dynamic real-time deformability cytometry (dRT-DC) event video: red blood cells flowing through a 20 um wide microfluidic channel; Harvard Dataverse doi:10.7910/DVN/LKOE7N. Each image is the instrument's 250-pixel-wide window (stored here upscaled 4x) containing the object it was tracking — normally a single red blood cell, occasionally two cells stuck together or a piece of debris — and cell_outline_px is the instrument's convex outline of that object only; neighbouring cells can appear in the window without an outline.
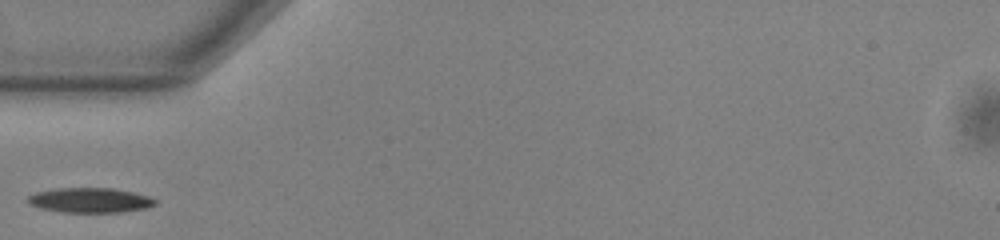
{"species": "common noctule bat (a hibernating species)", "species_latin": "Nyctalus noctula", "temperature_condition": "warm", "stored_images_in_passage": 27, "camera_frame_rate_fps": 3000, "um_per_image_px": 0.085, "animal": {"sex": "male", "body_mass_g": 13.0, "forearm_length_mm": 53.1}, "frame": {"image": 1, "passage_image": 1, "time_ms": 0.0, "image_size_px": [1000, 240], "cell_outline_px": [[156, 204], [148, 208], [120, 212], [60, 212], [40, 208], [28, 204], [24, 200], [28, 196], [36, 192], [56, 188], [112, 188], [152, 196], [156, 200]], "centroid_in_image_um": [7.64, 17.02], "position_along_channel_um": 77.4, "area_um2": 18.67}}
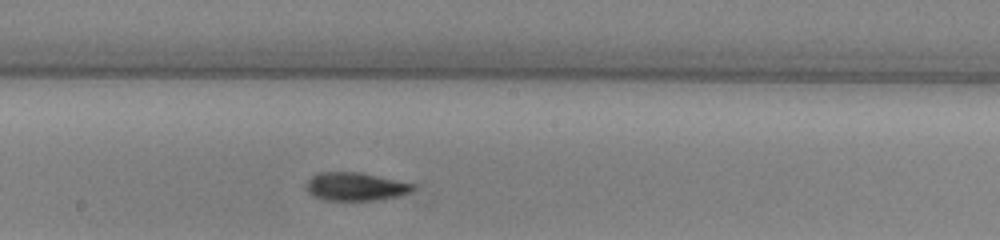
{"frame": {"image": 2, "passage_image": 12, "time_ms": 3.667, "image_size_px": [1000, 240], "cell_outline_px": [[416, 188], [400, 196], [376, 200], [320, 200], [312, 196], [304, 188], [308, 180], [316, 172], [360, 172], [412, 184]], "centroid_in_image_um": [30.13, 15.87], "position_along_channel_um": 218.1, "area_um2": 17.57}}
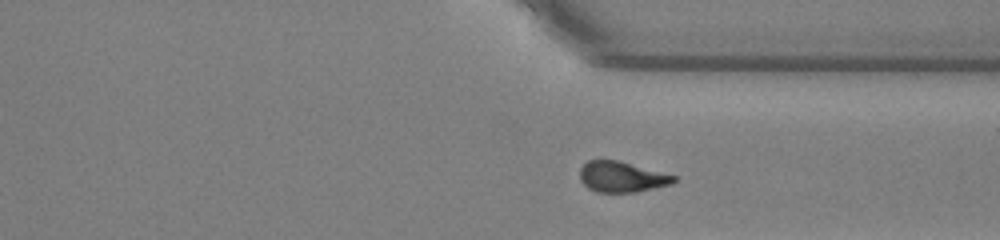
{"frame": {"image": 3, "passage_image": 23, "time_ms": 7.333, "image_size_px": [1000, 240], "cell_outline_px": [[676, 180], [672, 184], [636, 192], [596, 192], [588, 188], [580, 180], [580, 168], [588, 160], [616, 160], [676, 176]], "centroid_in_image_um": [52.83, 15.04], "position_along_channel_um": 358.6, "area_um2": 16.59}}